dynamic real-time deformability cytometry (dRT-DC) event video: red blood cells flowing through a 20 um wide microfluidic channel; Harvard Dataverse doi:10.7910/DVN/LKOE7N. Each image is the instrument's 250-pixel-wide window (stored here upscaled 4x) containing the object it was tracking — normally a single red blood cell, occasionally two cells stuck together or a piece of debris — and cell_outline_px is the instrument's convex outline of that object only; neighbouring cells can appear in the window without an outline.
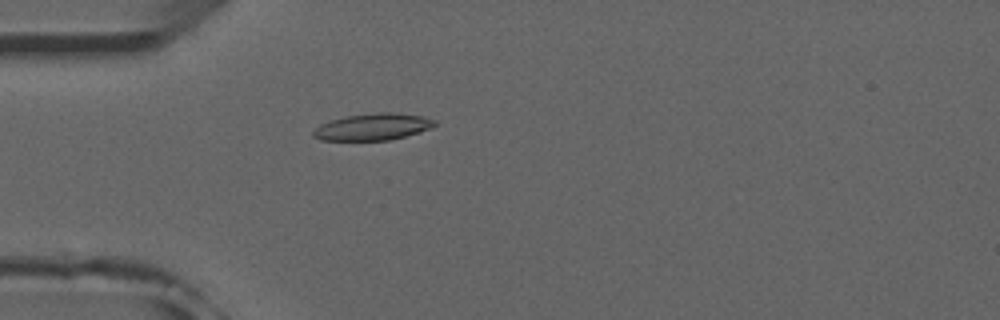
{"species": "common noctule bat (a hibernating species)", "species_latin": "Nyctalus noctula", "temperature_condition": "room temperature", "stored_images_in_passage": 43, "camera_frame_rate_fps": 3000, "um_per_image_px": 0.085, "animal": {"sex": "male", "forearm_length_mm": 52.5}, "frame": {"image": 1, "passage_image": 6, "time_ms": 1.667, "image_size_px": [1000, 320], "cell_outline_px": [[436, 124], [420, 132], [388, 140], [320, 140], [312, 136], [312, 132], [320, 124], [328, 120], [344, 116], [376, 112], [392, 112], [424, 116], [436, 120]], "centroid_in_image_um": [31.65, 10.77], "position_along_channel_um": 53.3, "area_um2": 19.02}}
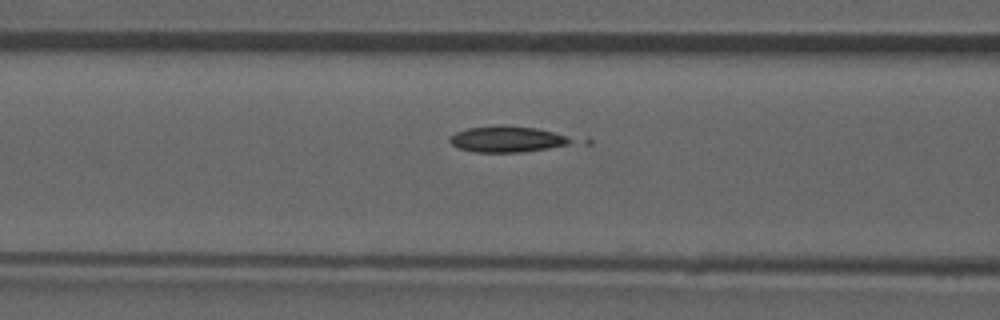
{"frame": {"image": 2, "passage_image": 12, "time_ms": 3.667, "image_size_px": [1000, 320], "cell_outline_px": [[592, 144], [520, 152], [476, 152], [456, 148], [448, 140], [448, 136], [456, 132], [468, 128], [500, 124], [504, 124], [536, 128], [588, 136], [592, 140]], "centroid_in_image_um": [43.66, 11.82], "position_along_channel_um": 122.9, "area_um2": 20.87}}
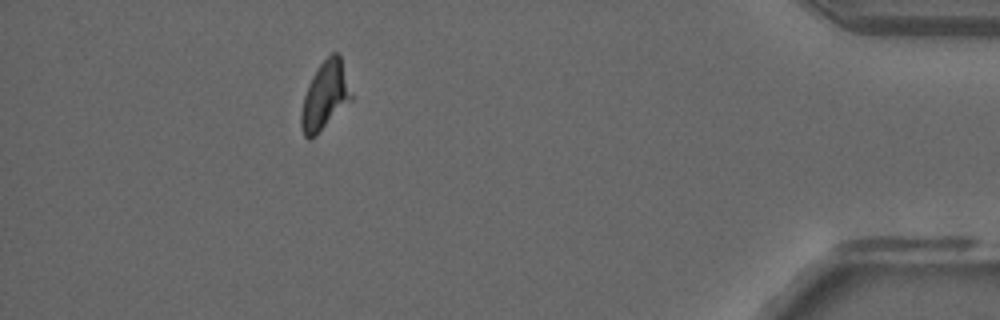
{"frame": {"image": 3, "passage_image": 38, "time_ms": 12.333, "image_size_px": [1000, 320], "cell_outline_px": [[352, 100], [312, 140], [308, 140], [304, 136], [300, 128], [300, 112], [304, 96], [308, 84], [312, 76], [320, 64], [332, 52], [336, 52], [340, 56], [352, 96]], "centroid_in_image_um": [27.59, 8.2], "position_along_channel_um": 407.6, "area_um2": 19.88}}